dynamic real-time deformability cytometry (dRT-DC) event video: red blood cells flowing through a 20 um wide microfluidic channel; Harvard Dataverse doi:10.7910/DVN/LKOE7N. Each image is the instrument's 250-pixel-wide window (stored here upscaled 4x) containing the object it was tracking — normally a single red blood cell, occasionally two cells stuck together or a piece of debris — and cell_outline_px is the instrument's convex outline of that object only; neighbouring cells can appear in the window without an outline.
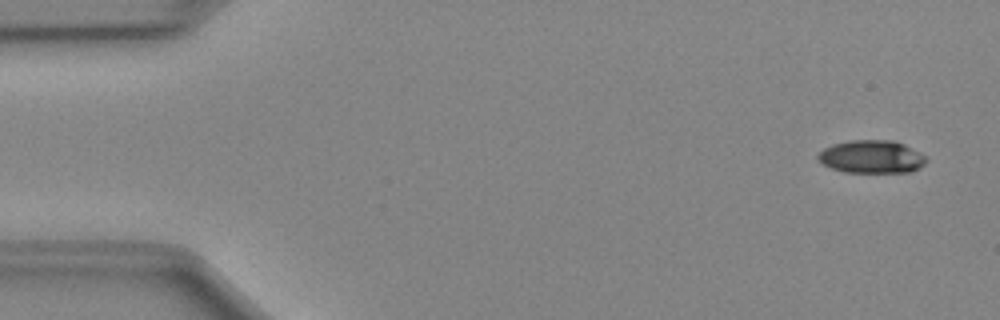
{"species": "Egyptian fruit bat (a non-hibernating species)", "species_latin": "Rousettus aegyptiacus", "temperature_condition": "cold", "stored_images_in_passage": 50, "camera_frame_rate_fps": 3000, "um_per_image_px": 0.085, "animal": {"sex": "female"}, "frame": {"image": 1, "passage_image": 3, "time_ms": 0.667, "image_size_px": [1000, 320], "cell_outline_px": [[928, 160], [920, 168], [912, 172], [844, 172], [832, 168], [816, 160], [816, 156], [824, 148], [832, 144], [852, 140], [892, 140], [904, 144], [924, 156]], "centroid_in_image_um": [74.07, 13.33], "position_along_channel_um": 10.9, "area_um2": 20.75}}
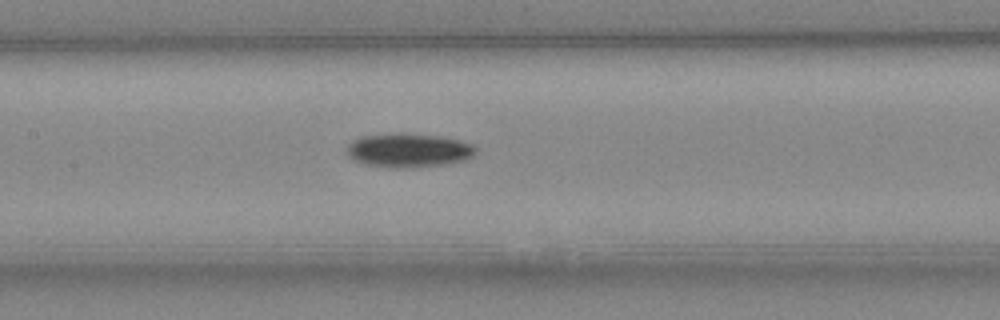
{"frame": {"image": 2, "passage_image": 24, "time_ms": 7.667, "image_size_px": [1000, 320], "cell_outline_px": [[476, 152], [472, 156], [464, 160], [444, 164], [416, 168], [392, 168], [364, 164], [348, 156], [348, 144], [352, 140], [364, 136], [436, 136], [460, 140], [472, 144], [476, 148]], "centroid_in_image_um": [34.76, 12.84], "position_along_channel_um": 172.6, "area_um2": 24.51}}
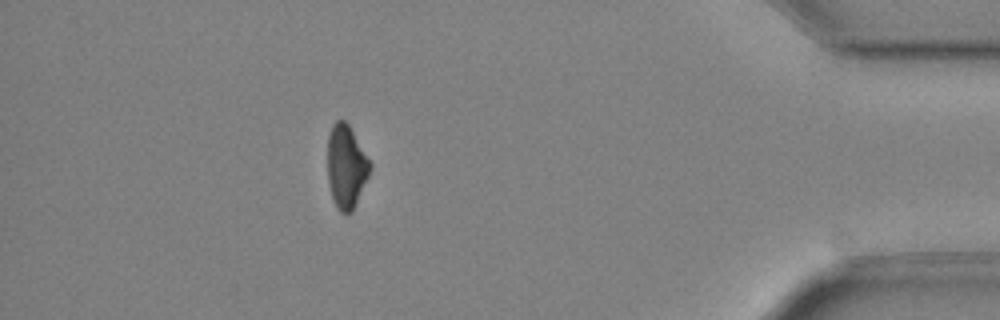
{"frame": {"image": 3, "passage_image": 45, "time_ms": 14.667, "image_size_px": [1000, 320], "cell_outline_px": [[372, 168], [352, 212], [340, 212], [336, 208], [332, 196], [328, 180], [328, 136], [332, 124], [336, 120], [344, 120], [348, 124], [372, 164]], "centroid_in_image_um": [29.43, 14.15], "position_along_channel_um": 405.8, "area_um2": 20.46}, "authors_computed_cell_mechanics": {"area_um2": 22.1085, "velocity_mm_per_s": 4.0428, "shape_relaxation_time_tau1_ms": 2.9116, "shape_relaxation_time_tau2_ms": null, "deformation_change_tau1": 0.1075, "deformation_change_tau2": null}}